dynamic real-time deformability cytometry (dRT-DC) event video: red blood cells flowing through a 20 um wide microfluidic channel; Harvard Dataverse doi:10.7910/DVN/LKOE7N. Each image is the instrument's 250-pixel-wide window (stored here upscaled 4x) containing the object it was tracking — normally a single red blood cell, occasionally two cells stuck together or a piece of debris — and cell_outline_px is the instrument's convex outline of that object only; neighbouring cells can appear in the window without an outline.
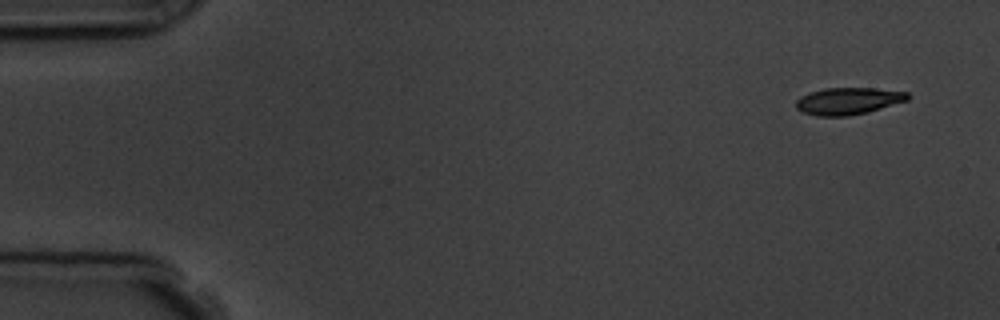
{"species": "common noctule bat (a hibernating species)", "species_latin": "Nyctalus noctula", "temperature_condition": "room temperature", "stored_images_in_passage": 2, "camera_frame_rate_fps": 3000, "um_per_image_px": 0.085, "animal": {"sex": "male", "body_mass_g": 19.5, "forearm_length_mm": 54.6}, "frame": {"image": 1, "passage_image": 1, "time_ms": 0.0, "image_size_px": [1000, 320], "cell_outline_px": [[912, 96], [908, 100], [868, 112], [848, 116], [816, 116], [804, 112], [796, 108], [796, 100], [800, 96], [824, 88], [876, 88], [908, 92]], "centroid_in_image_um": [72.13, 8.58], "position_along_channel_um": 12.9, "area_um2": 17.63}}